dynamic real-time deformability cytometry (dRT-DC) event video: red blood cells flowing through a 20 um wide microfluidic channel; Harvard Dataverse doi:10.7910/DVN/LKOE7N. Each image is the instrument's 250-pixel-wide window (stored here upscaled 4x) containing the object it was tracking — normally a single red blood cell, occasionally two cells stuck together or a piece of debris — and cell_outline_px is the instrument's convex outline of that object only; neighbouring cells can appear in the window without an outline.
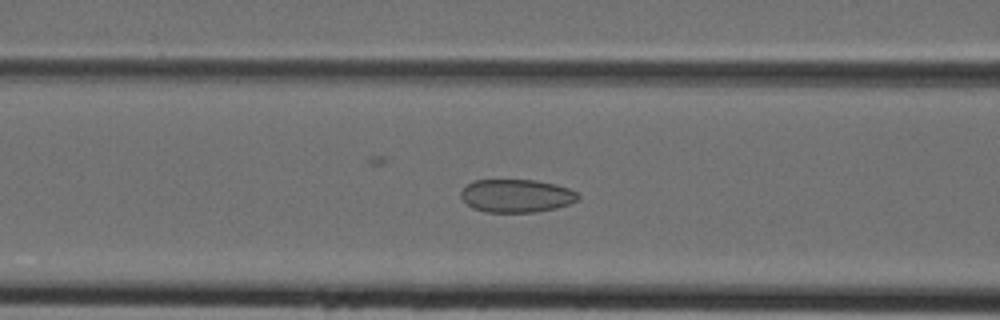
{"species": "Egyptian fruit bat (a non-hibernating species)", "species_latin": "Rousettus aegyptiacus", "temperature_condition": "cold", "stored_images_in_passage": 33, "camera_frame_rate_fps": 3000, "um_per_image_px": 0.085, "animal": {"sex": "female"}, "frame": {"image": 1, "passage_image": 11, "time_ms": 3.333, "image_size_px": [1000, 320], "cell_outline_px": [[580, 200], [556, 208], [536, 212], [484, 212], [472, 208], [460, 196], [460, 192], [472, 180], [536, 180], [556, 184], [568, 188], [576, 192], [580, 196]], "centroid_in_image_um": [43.91, 16.64], "position_along_channel_um": 122.7, "area_um2": 22.72}}
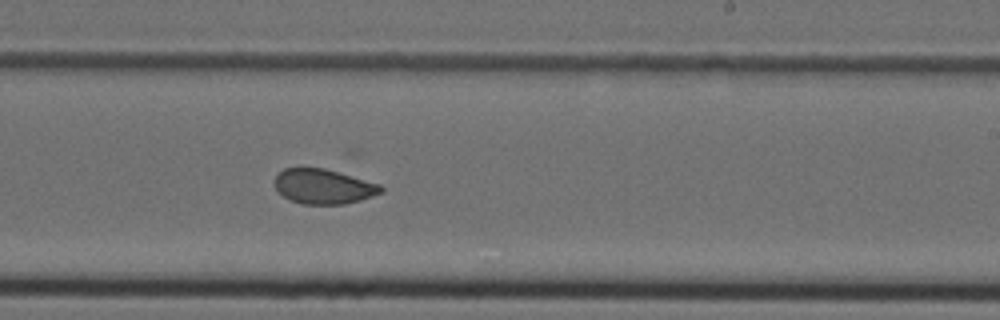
{"frame": {"image": 2, "passage_image": 20, "time_ms": 6.333, "image_size_px": [1000, 320], "cell_outline_px": [[384, 192], [360, 200], [344, 204], [304, 204], [288, 200], [276, 192], [272, 184], [276, 176], [284, 168], [324, 168], [380, 184], [384, 188]], "centroid_in_image_um": [27.45, 15.86], "position_along_channel_um": 261.5, "area_um2": 21.79}}
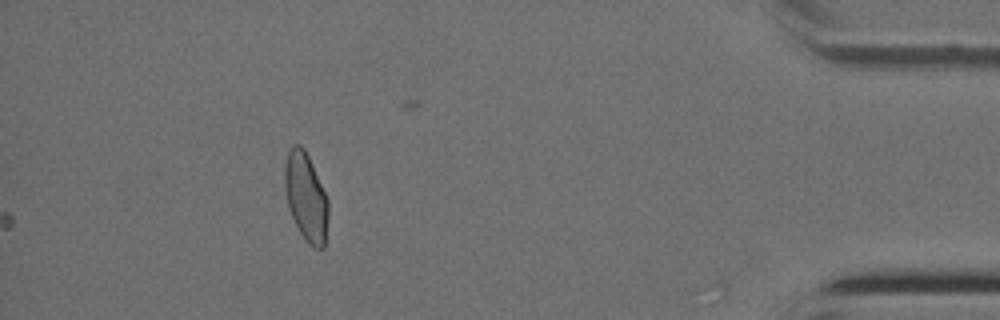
{"frame": {"image": 3, "passage_image": 33, "time_ms": 10.667, "image_size_px": [1000, 320], "cell_outline_px": [[328, 220], [324, 248], [312, 248], [308, 244], [300, 232], [288, 208], [284, 188], [284, 164], [288, 152], [296, 144], [300, 144], [304, 148], [308, 156], [328, 200]], "centroid_in_image_um": [25.99, 16.77], "position_along_channel_um": 409.2, "area_um2": 22.31}}